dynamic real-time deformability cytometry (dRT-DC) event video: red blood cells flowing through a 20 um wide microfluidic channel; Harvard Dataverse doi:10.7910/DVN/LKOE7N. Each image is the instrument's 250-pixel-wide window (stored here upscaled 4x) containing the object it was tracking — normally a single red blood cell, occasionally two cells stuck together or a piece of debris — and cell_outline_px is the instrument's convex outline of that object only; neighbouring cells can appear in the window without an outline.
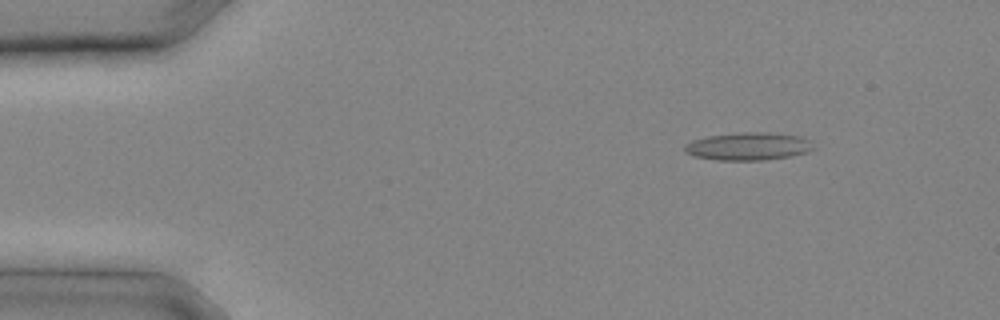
{"species": "common noctule bat (a hibernating species)", "species_latin": "Nyctalus noctula", "temperature_condition": "cold", "stored_images_in_passage": 10, "camera_frame_rate_fps": 3000, "um_per_image_px": 0.085, "animal": {"sex": "male", "body_mass_g": 20.4}, "frame": {"image": 1, "passage_image": 4, "time_ms": 1.0, "image_size_px": [1000, 320], "cell_outline_px": [[812, 148], [808, 152], [788, 156], [764, 160], [716, 160], [692, 156], [684, 152], [684, 144], [692, 140], [708, 136], [740, 132], [768, 132], [796, 136], [808, 140]], "centroid_in_image_um": [63.5, 12.44], "position_along_channel_um": 21.5, "area_um2": 20.69}}
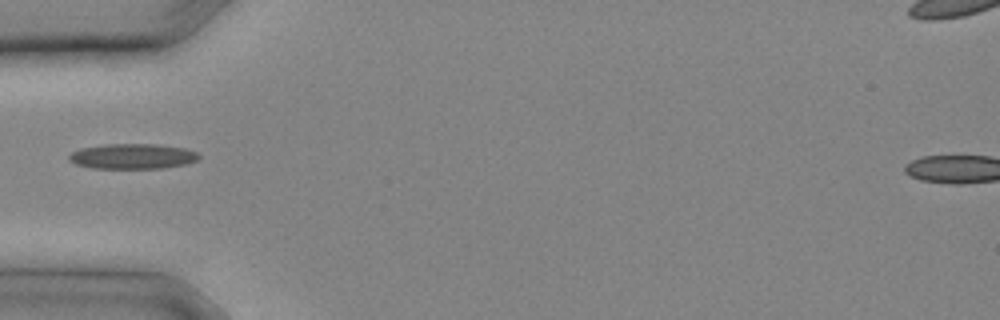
{"frame": {"image": 2, "passage_image": 9, "time_ms": 2.667, "image_size_px": [1000, 320], "cell_outline_px": [[200, 160], [188, 164], [164, 168], [92, 168], [76, 164], [68, 160], [68, 156], [72, 152], [80, 148], [104, 144], [156, 144], [184, 148], [200, 152]], "centroid_in_image_um": [11.32, 13.28], "position_along_channel_um": 73.7, "area_um2": 19.36}}